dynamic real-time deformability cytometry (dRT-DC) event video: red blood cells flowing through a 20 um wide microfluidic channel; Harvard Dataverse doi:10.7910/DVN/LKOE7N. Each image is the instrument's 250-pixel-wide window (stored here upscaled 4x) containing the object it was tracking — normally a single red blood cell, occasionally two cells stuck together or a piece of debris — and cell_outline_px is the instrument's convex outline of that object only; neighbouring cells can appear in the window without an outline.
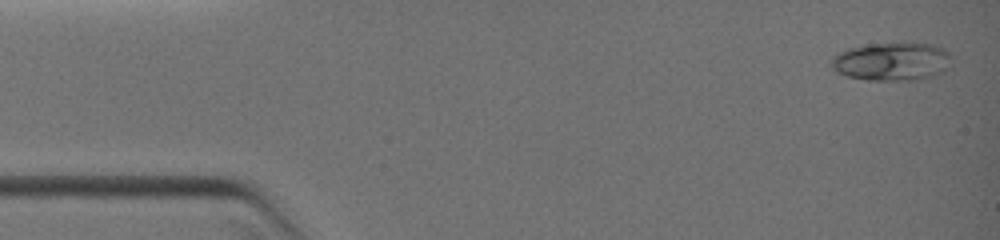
{"species": "common noctule bat (a hibernating species)", "species_latin": "Nyctalus noctula", "temperature_condition": "warm", "stored_images_in_passage": 42, "camera_frame_rate_fps": 3000, "um_per_image_px": 0.085, "animal": {"sex": "female", "body_mass_g": 19.0, "forearm_length_mm": 51.5}, "frame": {"image": 1, "passage_image": 1, "time_ms": 0.0, "image_size_px": [1000, 240], "cell_outline_px": [[948, 56], [944, 72], [932, 76], [916, 80], [868, 80], [848, 76], [836, 72], [828, 64], [832, 56], [836, 52], [848, 48], [868, 44], [932, 44], [948, 52]], "centroid_in_image_um": [75.68, 5.24], "position_along_channel_um": 9.3, "area_um2": 26.47}}
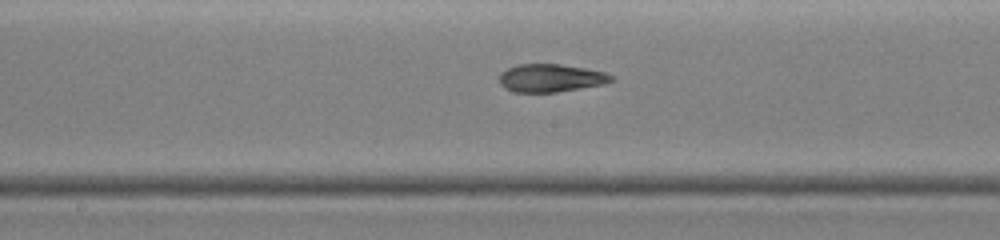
{"frame": {"image": 2, "passage_image": 22, "time_ms": 6.333, "image_size_px": [1000, 240], "cell_outline_px": [[616, 80], [604, 84], [556, 92], [516, 92], [504, 88], [500, 84], [500, 72], [516, 64], [560, 64], [584, 68], [604, 72], [612, 76]], "centroid_in_image_um": [46.8, 6.63], "position_along_channel_um": 201.4, "area_um2": 18.21}}
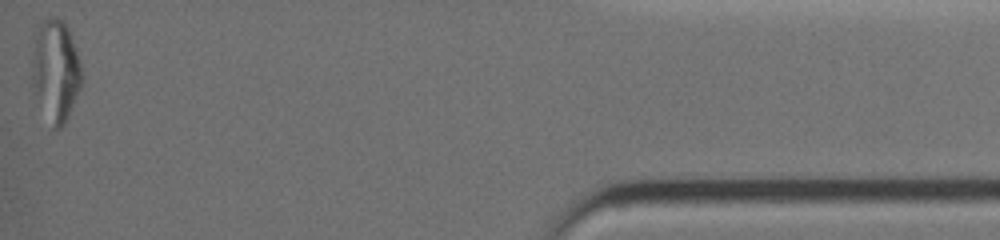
{"frame": {"image": 3, "passage_image": 42, "time_ms": 12.667, "image_size_px": [1000, 240], "cell_outline_px": [[84, 80], [68, 116], [64, 124], [60, 128], [52, 128], [32, 92], [32, 60], [36, 32], [40, 24], [48, 16], [56, 16], [64, 24], [76, 48], [80, 60], [84, 76]], "centroid_in_image_um": [4.73, 6.05], "position_along_channel_um": 430.5, "area_um2": 29.71}}